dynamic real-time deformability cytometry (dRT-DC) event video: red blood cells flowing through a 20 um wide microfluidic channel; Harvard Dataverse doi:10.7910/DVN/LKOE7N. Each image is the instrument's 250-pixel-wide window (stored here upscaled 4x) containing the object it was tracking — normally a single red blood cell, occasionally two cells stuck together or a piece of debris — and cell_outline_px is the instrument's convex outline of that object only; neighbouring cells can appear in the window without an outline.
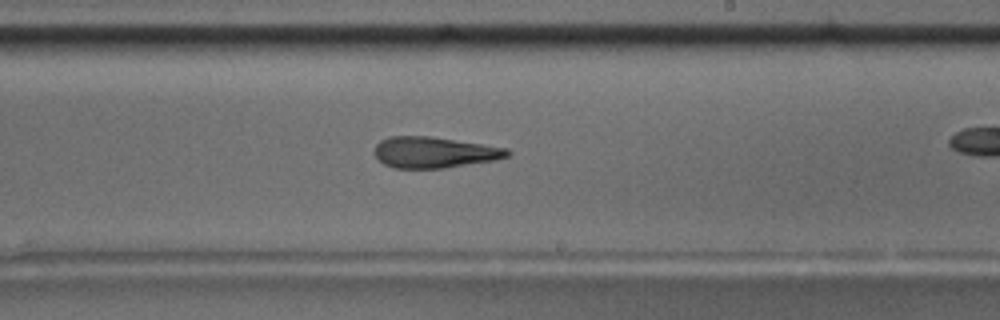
{"species": "common noctule bat (a hibernating species)", "species_latin": "Nyctalus noctula", "temperature_condition": "room temperature", "stored_images_in_passage": 44, "camera_frame_rate_fps": 3000, "um_per_image_px": 0.085, "animal": {"sex": "male", "body_mass_g": 17.5, "forearm_length_mm": 52.3}, "frame": {"image": 1, "passage_image": 32, "time_ms": 10.333, "image_size_px": [1000, 320], "cell_outline_px": [[512, 152], [508, 156], [496, 160], [444, 168], [392, 168], [384, 164], [372, 152], [376, 144], [380, 140], [388, 136], [428, 136], [508, 148]], "centroid_in_image_um": [36.88, 12.95], "position_along_channel_um": 252.1, "area_um2": 24.1}}